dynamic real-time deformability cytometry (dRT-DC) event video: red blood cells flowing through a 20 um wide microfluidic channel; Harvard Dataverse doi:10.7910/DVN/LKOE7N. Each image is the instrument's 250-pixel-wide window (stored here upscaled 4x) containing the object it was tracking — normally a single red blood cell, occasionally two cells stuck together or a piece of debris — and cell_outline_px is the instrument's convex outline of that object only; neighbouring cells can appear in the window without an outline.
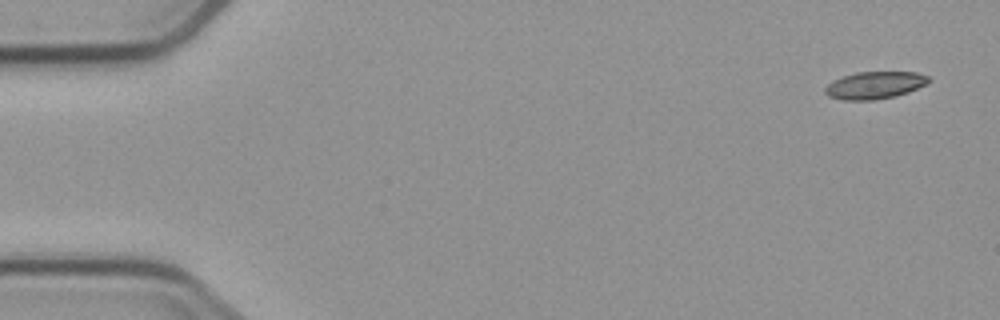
{"species": "common noctule bat (a hibernating species)", "species_latin": "Nyctalus noctula", "temperature_condition": "cold", "stored_images_in_passage": 4, "camera_frame_rate_fps": 3000, "um_per_image_px": 0.085, "animal": {"sex": "male", "body_mass_g": 23.1, "forearm_length_mm": 52.7}, "frame": {"image": 1, "passage_image": 1, "time_ms": 0.0, "image_size_px": [1000, 320], "cell_outline_px": [[932, 80], [928, 84], [908, 92], [896, 96], [876, 100], [844, 100], [828, 96], [824, 92], [824, 88], [832, 80], [856, 72], [916, 72], [928, 76]], "centroid_in_image_um": [74.37, 7.24], "position_along_channel_um": 10.6, "area_um2": 16.65}}
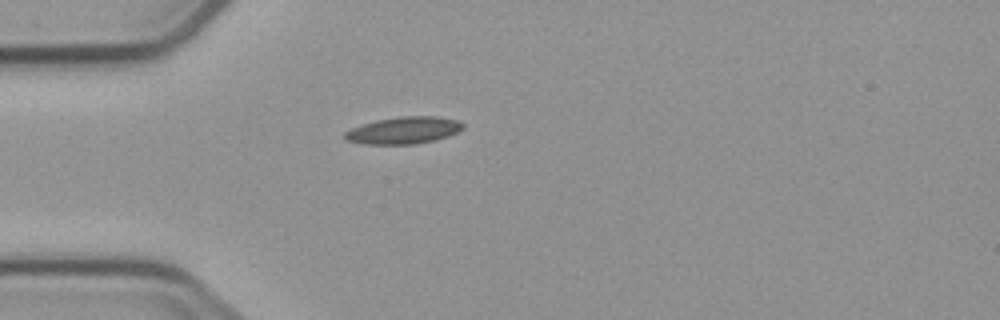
{"frame": {"image": 2, "passage_image": 4, "time_ms": 4.333, "image_size_px": [1000, 320], "cell_outline_px": [[464, 128], [448, 136], [436, 140], [416, 144], [364, 144], [344, 140], [344, 132], [352, 128], [376, 120], [400, 116], [436, 116], [460, 120], [464, 124]], "centroid_in_image_um": [34.33, 11.08], "position_along_channel_um": 50.7, "area_um2": 18.73}}